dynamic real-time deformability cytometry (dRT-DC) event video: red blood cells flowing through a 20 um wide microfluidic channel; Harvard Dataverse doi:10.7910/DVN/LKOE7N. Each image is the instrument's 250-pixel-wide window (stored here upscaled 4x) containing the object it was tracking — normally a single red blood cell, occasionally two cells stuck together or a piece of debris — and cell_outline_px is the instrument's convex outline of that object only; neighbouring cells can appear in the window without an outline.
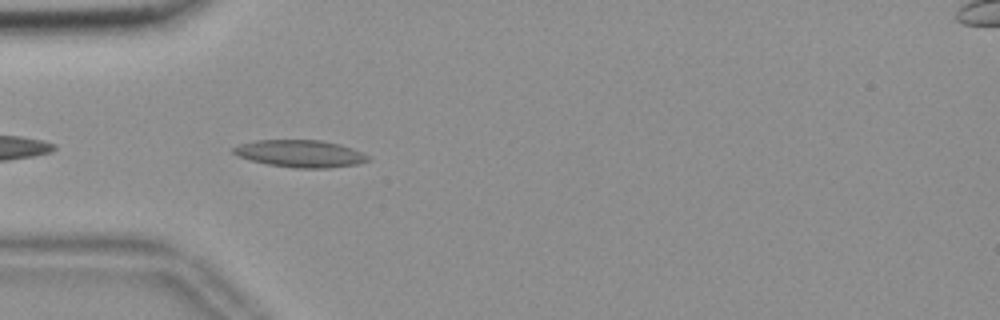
{"species": "common noctule bat (a hibernating species)", "species_latin": "Nyctalus noctula", "temperature_condition": "room temperature", "stored_images_in_passage": 13, "camera_frame_rate_fps": 3000, "um_per_image_px": 0.085, "animal": {"sex": "female", "body_mass_g": 18.4}, "frame": {"image": 1, "passage_image": 3, "time_ms": 0.667, "image_size_px": [1000, 320], "cell_outline_px": [[372, 160], [356, 164], [328, 168], [296, 168], [268, 164], [248, 160], [236, 156], [232, 152], [232, 148], [240, 144], [256, 140], [320, 140], [340, 144], [352, 148], [368, 156]], "centroid_in_image_um": [25.49, 13.06], "position_along_channel_um": 59.5, "area_um2": 21.39}}